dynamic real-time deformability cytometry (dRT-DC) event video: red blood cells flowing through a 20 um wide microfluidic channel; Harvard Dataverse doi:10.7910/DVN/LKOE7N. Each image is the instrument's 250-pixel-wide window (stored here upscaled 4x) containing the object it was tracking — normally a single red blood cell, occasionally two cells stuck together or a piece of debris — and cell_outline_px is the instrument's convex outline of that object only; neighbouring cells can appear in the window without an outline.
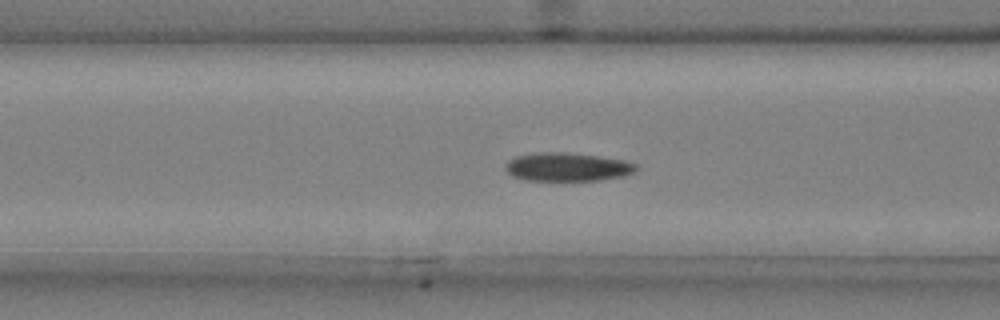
{"species": "common noctule bat (a hibernating species)", "species_latin": "Nyctalus noctula", "temperature_condition": "cold", "stored_images_in_passage": 52, "camera_frame_rate_fps": 3000, "um_per_image_px": 0.085, "animal": {"sex": "male", "body_mass_g": 20.4}, "frame": {"image": 1, "passage_image": 21, "time_ms": 6.667, "image_size_px": [1000, 320], "cell_outline_px": [[636, 168], [632, 172], [624, 176], [600, 180], [528, 180], [512, 176], [504, 168], [504, 164], [508, 160], [516, 156], [536, 152], [564, 152], [596, 156], [624, 160], [636, 164]], "centroid_in_image_um": [48.17, 14.18], "position_along_channel_um": 118.4, "area_um2": 21.56}}
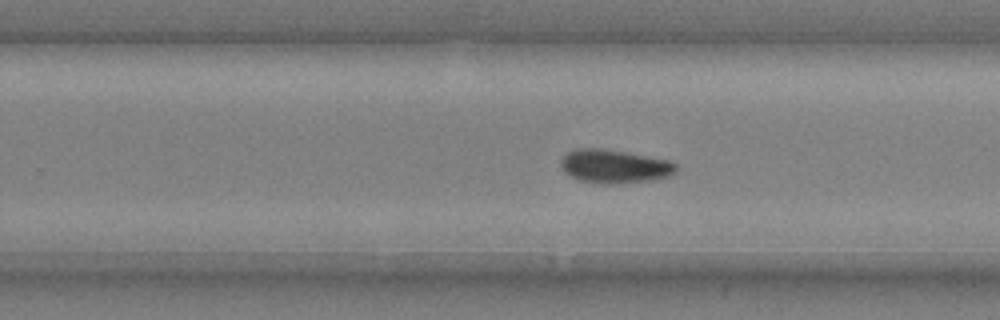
{"frame": {"image": 2, "passage_image": 34, "time_ms": 11.0, "image_size_px": [1000, 320], "cell_outline_px": [[676, 172], [668, 176], [652, 180], [612, 184], [604, 184], [576, 180], [564, 172], [560, 164], [560, 160], [568, 152], [576, 148], [600, 148], [624, 152], [668, 160], [676, 164]], "centroid_in_image_um": [52.18, 14.15], "position_along_channel_um": 277.6, "area_um2": 22.48}}
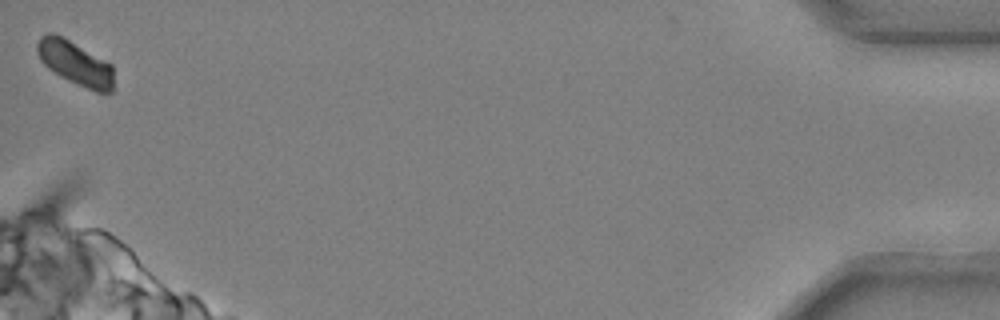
{"frame": {"image": 3, "passage_image": 52, "time_ms": 17.0, "image_size_px": [1000, 320], "cell_outline_px": [[112, 92], [96, 92], [68, 80], [60, 76], [48, 68], [40, 60], [36, 52], [36, 44], [40, 36], [48, 32], [52, 32], [68, 40], [112, 64]], "centroid_in_image_um": [6.35, 5.35], "position_along_channel_um": 428.9, "area_um2": 19.36}}